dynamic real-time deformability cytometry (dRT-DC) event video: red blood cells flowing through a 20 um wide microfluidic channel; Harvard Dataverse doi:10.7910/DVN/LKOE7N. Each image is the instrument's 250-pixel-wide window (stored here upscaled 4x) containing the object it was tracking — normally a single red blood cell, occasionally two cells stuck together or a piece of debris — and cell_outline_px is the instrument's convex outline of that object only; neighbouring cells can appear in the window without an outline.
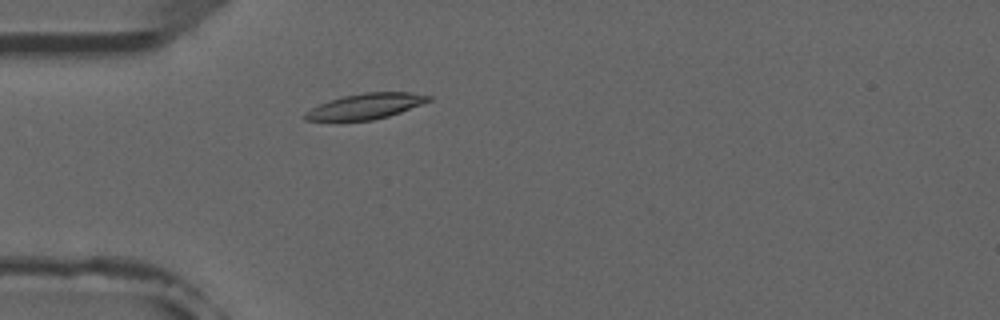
{"species": "common noctule bat (a hibernating species)", "species_latin": "Nyctalus noctula", "temperature_condition": "room temperature", "stored_images_in_passage": 3, "camera_frame_rate_fps": 3000, "um_per_image_px": 0.085, "animal": {"sex": "male", "forearm_length_mm": 52.5}, "frame": {"image": 1, "passage_image": 3, "time_ms": 2.333, "image_size_px": [1000, 320], "cell_outline_px": [[432, 100], [400, 112], [388, 116], [372, 120], [304, 120], [304, 112], [320, 104], [344, 96], [364, 92], [408, 92], [432, 96]], "centroid_in_image_um": [31.11, 9.02], "position_along_channel_um": 53.9, "area_um2": 18.03}}